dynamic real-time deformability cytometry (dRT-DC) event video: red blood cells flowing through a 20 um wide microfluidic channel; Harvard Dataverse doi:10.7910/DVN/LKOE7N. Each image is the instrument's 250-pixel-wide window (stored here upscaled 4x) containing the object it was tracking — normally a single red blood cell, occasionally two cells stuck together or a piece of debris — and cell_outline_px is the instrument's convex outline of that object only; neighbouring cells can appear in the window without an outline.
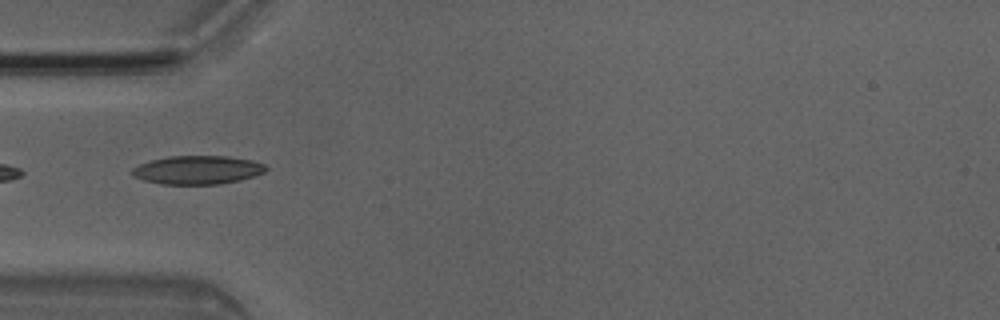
{"species": "Egyptian fruit bat (a non-hibernating species)", "species_latin": "Rousettus aegyptiacus", "temperature_condition": "room temperature", "stored_images_in_passage": 3, "camera_frame_rate_fps": 3000, "um_per_image_px": 0.085, "animal": {"sex": "male"}, "frame": {"image": 1, "passage_image": 1, "time_ms": 0.0, "image_size_px": [1000, 320], "cell_outline_px": [[268, 168], [264, 172], [240, 180], [220, 184], [160, 184], [144, 180], [132, 176], [132, 168], [140, 164], [152, 160], [168, 156], [228, 156], [252, 160], [264, 164]], "centroid_in_image_um": [16.78, 14.44], "position_along_channel_um": 68.2, "area_um2": 22.2}}
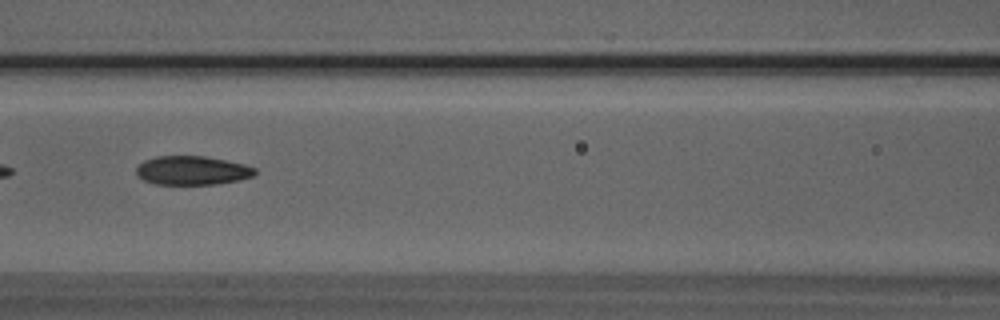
{"frame": {"image": 2, "passage_image": 3, "time_ms": 0.667, "image_size_px": [1000, 320], "cell_outline_px": [[256, 172], [252, 176], [240, 180], [216, 184], [156, 184], [144, 180], [136, 176], [136, 168], [144, 160], [156, 156], [204, 156], [244, 164], [256, 168]], "centroid_in_image_um": [16.32, 14.49], "position_along_channel_um": 150.3, "area_um2": 19.94}}